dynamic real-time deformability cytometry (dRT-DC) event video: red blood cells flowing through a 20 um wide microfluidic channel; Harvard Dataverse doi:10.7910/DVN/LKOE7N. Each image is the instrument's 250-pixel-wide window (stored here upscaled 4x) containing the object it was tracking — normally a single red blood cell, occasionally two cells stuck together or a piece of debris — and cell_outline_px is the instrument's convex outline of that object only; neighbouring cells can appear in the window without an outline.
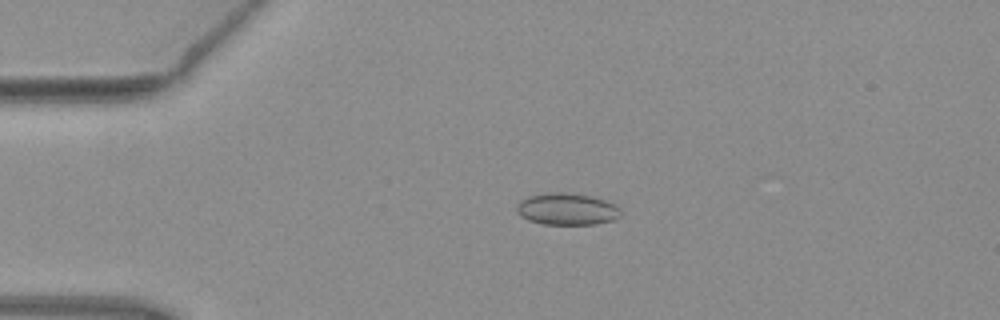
{"species": "common noctule bat (a hibernating species)", "species_latin": "Nyctalus noctula", "temperature_condition": "warm", "stored_images_in_passage": 3, "camera_frame_rate_fps": 3000, "um_per_image_px": 0.085, "animal": {"sex": "female", "body_mass_g": 19.3, "forearm_length_mm": 54.1}, "frame": {"image": 1, "passage_image": 3, "time_ms": 0.667, "image_size_px": [1000, 320], "cell_outline_px": [[620, 216], [612, 220], [596, 224], [544, 224], [528, 220], [520, 216], [516, 212], [516, 208], [520, 200], [528, 196], [544, 192], [568, 192], [592, 196], [604, 200], [612, 204], [620, 212]], "centroid_in_image_um": [48.12, 17.76], "position_along_channel_um": 36.9, "area_um2": 19.31}}